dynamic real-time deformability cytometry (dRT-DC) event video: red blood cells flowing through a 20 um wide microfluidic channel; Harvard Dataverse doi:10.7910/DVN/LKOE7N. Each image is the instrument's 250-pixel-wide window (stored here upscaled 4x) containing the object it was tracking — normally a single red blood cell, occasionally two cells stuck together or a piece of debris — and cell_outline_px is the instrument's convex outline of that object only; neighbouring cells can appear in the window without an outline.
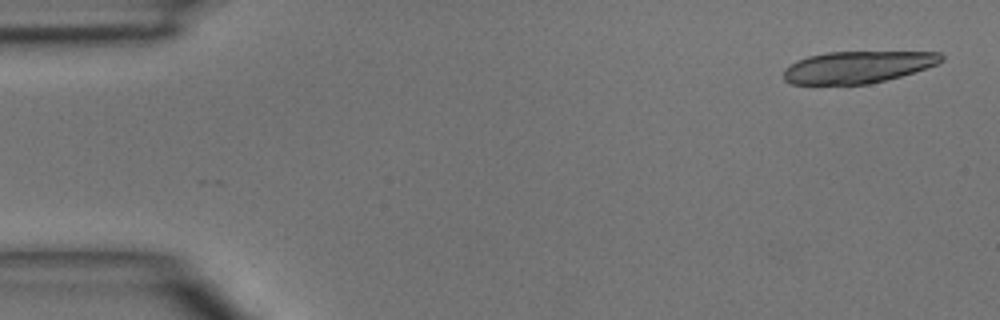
{"species": "common noctule bat (a hibernating species)", "species_latin": "Nyctalus noctula", "temperature_condition": "room temperature", "stored_images_in_passage": 5, "camera_frame_rate_fps": 3000, "um_per_image_px": 0.085, "animal": {"sex": "male", "body_mass_g": 15.6}, "frame": {"image": 1, "passage_image": 1, "time_ms": 0.0, "image_size_px": [1000, 320], "cell_outline_px": [[944, 60], [936, 64], [900, 76], [868, 84], [792, 84], [784, 80], [784, 68], [796, 60], [808, 56], [828, 52], [940, 52], [944, 56]], "centroid_in_image_um": [72.86, 5.69], "position_along_channel_um": 12.1, "area_um2": 29.13}}
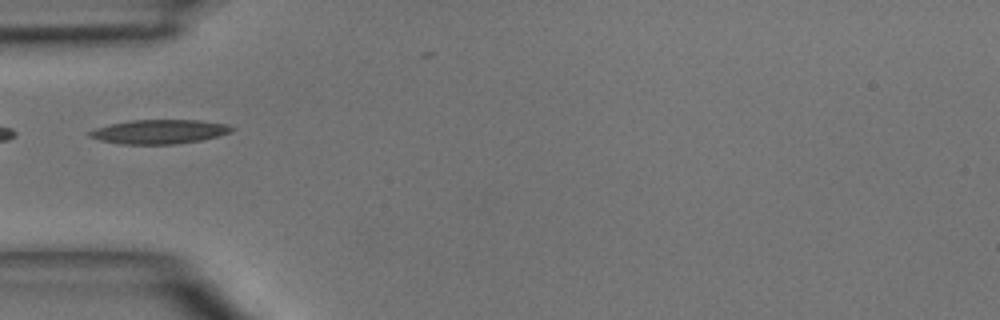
{"frame": {"image": 2, "passage_image": 5, "time_ms": 4.333, "image_size_px": [1000, 320], "cell_outline_px": [[236, 128], [232, 132], [200, 140], [176, 144], [120, 144], [100, 140], [88, 136], [88, 132], [96, 128], [112, 124], [132, 120], [200, 120], [228, 124]], "centroid_in_image_um": [13.57, 11.19], "position_along_channel_um": 71.4, "area_um2": 19.94}}